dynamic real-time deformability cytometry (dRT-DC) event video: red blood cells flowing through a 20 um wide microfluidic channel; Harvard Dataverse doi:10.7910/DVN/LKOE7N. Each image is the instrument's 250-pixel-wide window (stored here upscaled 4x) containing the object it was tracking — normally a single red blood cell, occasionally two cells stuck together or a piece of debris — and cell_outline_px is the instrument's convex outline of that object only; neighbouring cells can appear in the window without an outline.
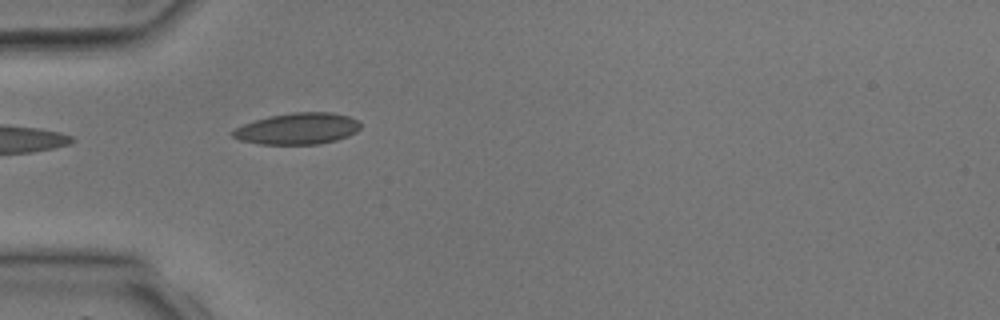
{"species": "common noctule bat (a hibernating species)", "species_latin": "Nyctalus noctula", "temperature_condition": "room temperature", "stored_images_in_passage": 2, "camera_frame_rate_fps": 3000, "um_per_image_px": 0.085, "animal": {"sex": "male", "body_mass_g": 17.9, "forearm_length_mm": 54.2}, "frame": {"image": 1, "passage_image": 2, "time_ms": 2.0, "image_size_px": [1000, 320], "cell_outline_px": [[360, 128], [356, 132], [348, 136], [336, 140], [320, 144], [260, 144], [240, 140], [232, 136], [232, 132], [236, 128], [244, 124], [268, 116], [292, 112], [332, 112], [348, 116], [360, 120]], "centroid_in_image_um": [25.33, 10.93], "position_along_channel_um": 59.7, "area_um2": 23.41}}